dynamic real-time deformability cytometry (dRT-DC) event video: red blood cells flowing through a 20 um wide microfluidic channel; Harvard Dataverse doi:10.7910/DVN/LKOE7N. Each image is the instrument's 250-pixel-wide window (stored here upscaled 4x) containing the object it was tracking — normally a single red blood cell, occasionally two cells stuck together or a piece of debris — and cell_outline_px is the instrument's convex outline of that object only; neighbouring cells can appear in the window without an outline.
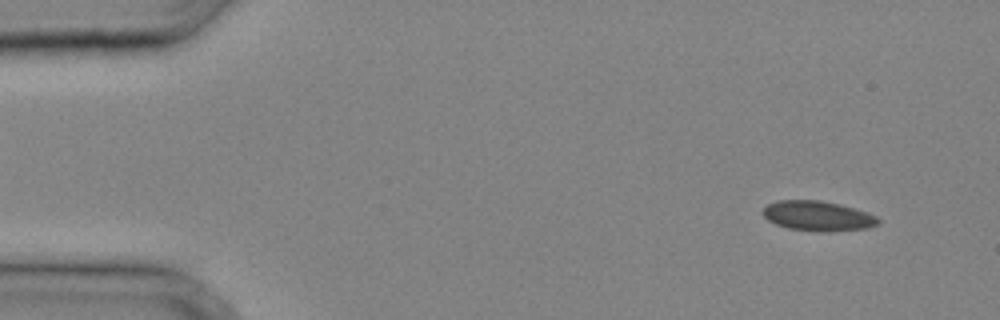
{"species": "common noctule bat (a hibernating species)", "species_latin": "Nyctalus noctula", "temperature_condition": "cold", "stored_images_in_passage": 33, "camera_frame_rate_fps": 3000, "um_per_image_px": 0.085, "animal": {"sex": "male", "body_mass_g": 20.4}, "frame": {"image": 1, "passage_image": 2, "time_ms": 0.333, "image_size_px": [1000, 320], "cell_outline_px": [[880, 224], [868, 228], [828, 232], [820, 232], [788, 228], [776, 224], [768, 220], [764, 216], [764, 208], [768, 204], [780, 200], [820, 200], [840, 204], [876, 216], [880, 220]], "centroid_in_image_um": [69.53, 18.36], "position_along_channel_um": 15.5, "area_um2": 20.0}}
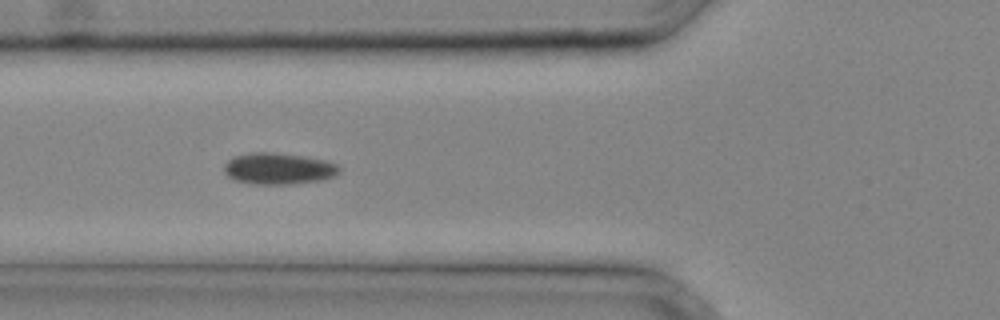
{"frame": {"image": 2, "passage_image": 12, "time_ms": 3.667, "image_size_px": [1000, 320], "cell_outline_px": [[340, 172], [336, 176], [320, 180], [288, 184], [252, 184], [236, 180], [228, 176], [224, 172], [224, 164], [232, 156], [252, 152], [268, 152], [304, 156], [324, 160], [336, 164], [340, 168]], "centroid_in_image_um": [23.65, 14.33], "position_along_channel_um": 102.1, "area_um2": 21.1}}
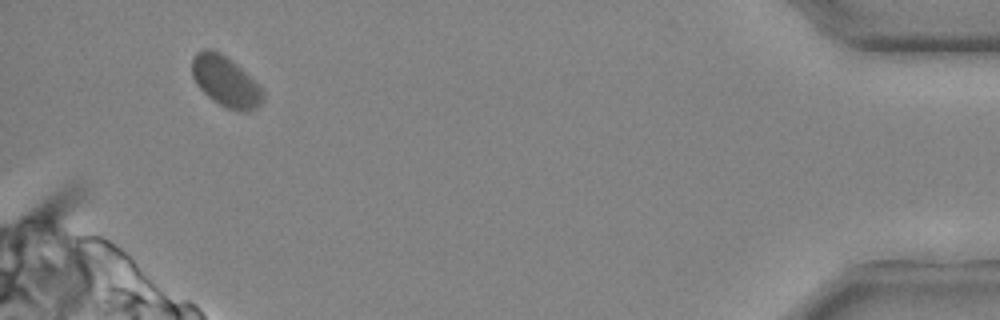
{"frame": {"image": 3, "passage_image": 32, "time_ms": 10.333, "image_size_px": [1000, 320], "cell_outline_px": [[264, 100], [256, 108], [248, 112], [240, 112], [228, 108], [212, 100], [196, 84], [192, 76], [192, 60], [196, 52], [204, 48], [208, 48], [220, 52], [236, 64], [264, 88]], "centroid_in_image_um": [19.2, 6.93], "position_along_channel_um": 416.0, "area_um2": 21.04}}